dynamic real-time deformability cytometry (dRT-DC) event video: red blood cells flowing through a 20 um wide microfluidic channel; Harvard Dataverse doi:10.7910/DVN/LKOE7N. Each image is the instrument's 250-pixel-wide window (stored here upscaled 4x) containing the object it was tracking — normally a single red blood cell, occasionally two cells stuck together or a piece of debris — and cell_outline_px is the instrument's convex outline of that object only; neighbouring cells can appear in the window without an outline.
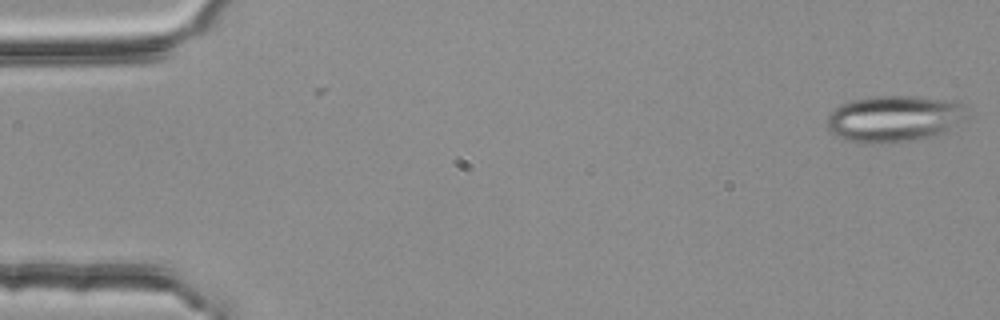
{"species": "common noctule bat (a hibernating species)", "species_latin": "Nyctalus noctula", "temperature_condition": "room temperature", "stored_images_in_passage": 3, "camera_frame_rate_fps": 3000, "um_per_image_px": 0.085, "animal": {"sex": "female", "body_mass_g": 25.1}, "frame": {"image": 1, "passage_image": 3, "time_ms": 0.667, "image_size_px": [1000, 320], "cell_outline_px": [[968, 116], [944, 132], [936, 136], [884, 144], [872, 144], [844, 140], [832, 132], [828, 128], [828, 116], [840, 104], [852, 100], [872, 96], [916, 96], [956, 100], [964, 108]], "centroid_in_image_um": [76.01, 10.08], "position_along_channel_um": 9.0, "area_um2": 37.97}}